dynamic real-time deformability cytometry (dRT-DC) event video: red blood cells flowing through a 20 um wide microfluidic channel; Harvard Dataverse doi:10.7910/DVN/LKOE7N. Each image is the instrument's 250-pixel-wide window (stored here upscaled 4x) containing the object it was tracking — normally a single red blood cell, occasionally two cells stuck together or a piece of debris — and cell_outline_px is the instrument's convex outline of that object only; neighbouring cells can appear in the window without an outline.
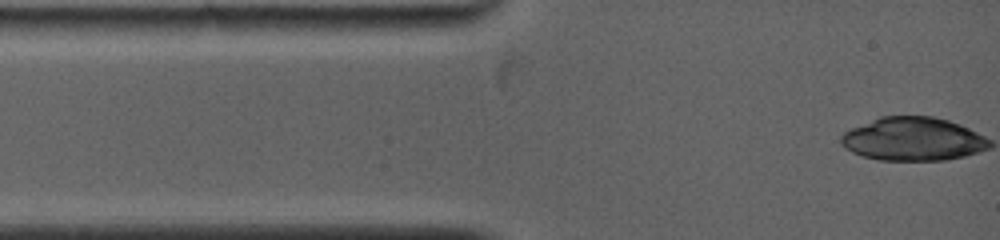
{"species": "common noctule bat (a hibernating species)", "species_latin": "Nyctalus noctula", "temperature_condition": "warm", "stored_images_in_passage": 2, "camera_frame_rate_fps": 5000, "um_per_image_px": 0.085, "animal": {"sex": "female", "body_mass_g": 19.0, "forearm_length_mm": 53.3}, "frame": {"image": 1, "passage_image": 1, "time_ms": 0.0, "image_size_px": [1000, 240], "cell_outline_px": [[476, 20], [468, 24], [432, 32], [400, 36], [352, 28], [364, 16], [476, 16]], "centroid_in_image_um": [34.94, 2.04], "position_along_channel_um": 50.1, "area_um2": 12.66}}